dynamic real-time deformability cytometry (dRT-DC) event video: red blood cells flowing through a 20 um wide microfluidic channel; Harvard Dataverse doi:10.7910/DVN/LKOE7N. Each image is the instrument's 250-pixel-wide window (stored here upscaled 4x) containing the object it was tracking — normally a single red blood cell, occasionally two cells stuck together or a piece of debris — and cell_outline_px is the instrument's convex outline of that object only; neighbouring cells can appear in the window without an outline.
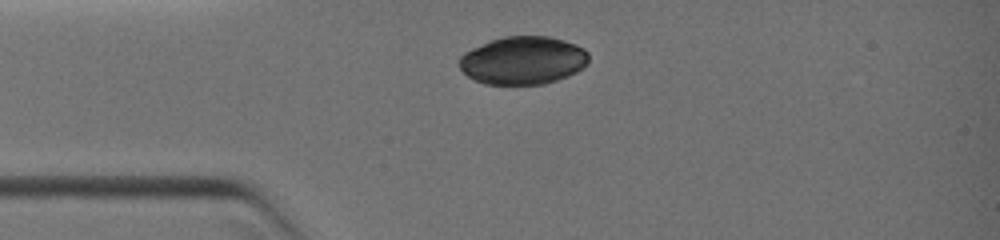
{"species": "common noctule bat (a hibernating species)", "species_latin": "Nyctalus noctula", "temperature_condition": "warm", "stored_images_in_passage": 12, "camera_frame_rate_fps": 3000, "um_per_image_px": 0.085, "animal": {"sex": "female", "body_mass_g": 19.0, "forearm_length_mm": 51.5}, "frame": {"image": 1, "passage_image": 4, "time_ms": 1.0, "image_size_px": [1000, 240], "cell_outline_px": [[588, 64], [576, 72], [568, 76], [544, 84], [484, 84], [468, 76], [456, 64], [460, 56], [464, 52], [472, 48], [492, 40], [504, 36], [548, 36], [564, 40], [576, 44], [584, 48], [588, 52]], "centroid_in_image_um": [44.45, 5.13], "position_along_channel_um": 40.5, "area_um2": 36.36}}